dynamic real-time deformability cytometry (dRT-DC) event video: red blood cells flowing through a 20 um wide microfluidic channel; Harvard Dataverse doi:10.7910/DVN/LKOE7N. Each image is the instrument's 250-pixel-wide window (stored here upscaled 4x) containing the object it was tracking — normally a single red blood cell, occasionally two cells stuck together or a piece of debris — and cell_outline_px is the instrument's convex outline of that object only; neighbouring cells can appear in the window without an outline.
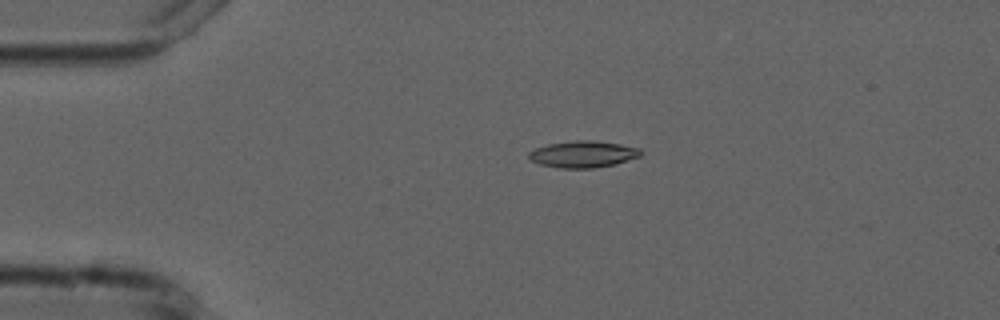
{"species": "common noctule bat (a hibernating species)", "species_latin": "Nyctalus noctula", "temperature_condition": "cold", "stored_images_in_passage": 5, "camera_frame_rate_fps": 3000, "um_per_image_px": 0.085, "animal": {"sex": "male", "forearm_length_mm": 52.5}, "frame": {"image": 1, "passage_image": 4, "time_ms": 3.333, "image_size_px": [1000, 320], "cell_outline_px": [[644, 152], [640, 156], [616, 164], [592, 168], [560, 168], [540, 164], [532, 160], [528, 156], [528, 152], [536, 148], [548, 144], [576, 140], [596, 140], [620, 144], [640, 148]], "centroid_in_image_um": [49.59, 13.1], "position_along_channel_um": 35.4, "area_um2": 17.4}}